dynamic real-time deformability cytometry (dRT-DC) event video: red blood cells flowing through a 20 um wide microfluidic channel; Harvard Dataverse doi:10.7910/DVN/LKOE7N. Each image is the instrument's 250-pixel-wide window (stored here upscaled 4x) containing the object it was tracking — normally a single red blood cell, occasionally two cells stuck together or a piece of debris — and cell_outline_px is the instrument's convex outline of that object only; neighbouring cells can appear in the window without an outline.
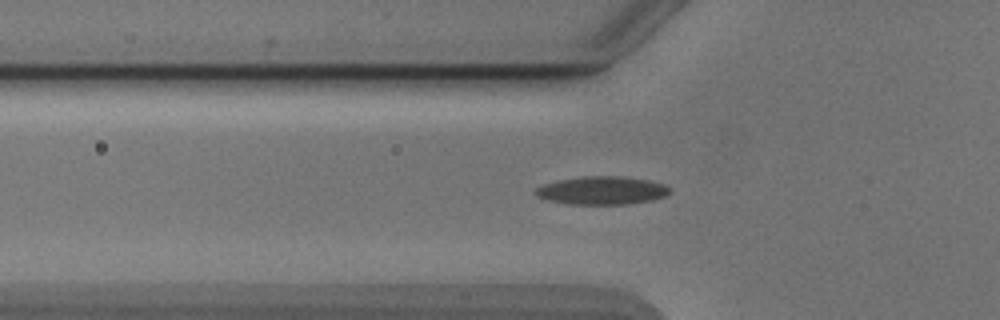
{"species": "Egyptian fruit bat (a non-hibernating species)", "species_latin": "Rousettus aegyptiacus", "temperature_condition": "cold", "stored_images_in_passage": 48, "camera_frame_rate_fps": 3000, "um_per_image_px": 0.085, "animal": {"sex": "male"}, "frame": {"image": 1, "passage_image": 18, "time_ms": 5.667, "image_size_px": [1000, 320], "cell_outline_px": [[672, 192], [668, 196], [652, 200], [628, 204], [568, 204], [548, 200], [536, 196], [532, 192], [536, 188], [544, 184], [556, 180], [584, 176], [624, 176], [648, 180], [664, 184], [672, 188]], "centroid_in_image_um": [51.19, 16.19], "position_along_channel_um": 74.6, "area_um2": 22.37}}
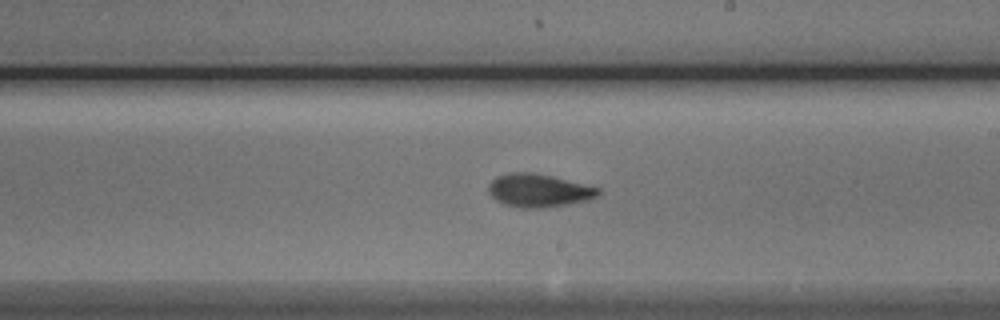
{"frame": {"image": 2, "passage_image": 31, "time_ms": 10.0, "image_size_px": [1000, 320], "cell_outline_px": [[600, 192], [596, 196], [588, 200], [568, 204], [544, 208], [520, 208], [504, 204], [496, 200], [488, 192], [488, 184], [496, 176], [508, 172], [532, 172], [552, 176], [600, 188]], "centroid_in_image_um": [45.75, 16.19], "position_along_channel_um": 243.2, "area_um2": 21.27}}
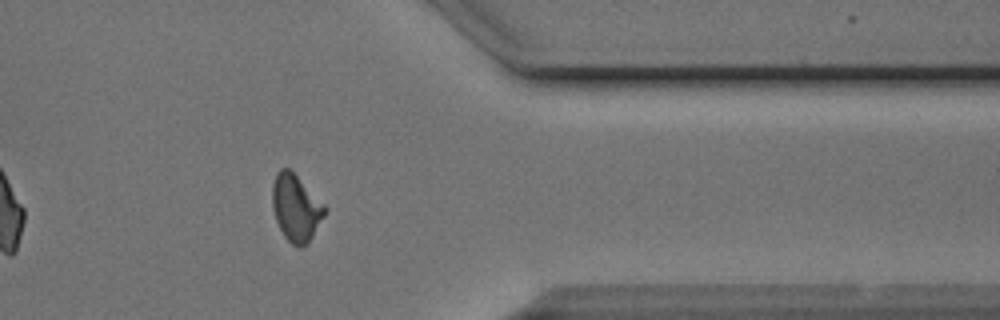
{"frame": {"image": 3, "passage_image": 43, "time_ms": 14.0, "image_size_px": [1000, 320], "cell_outline_px": [[328, 208], [324, 216], [308, 244], [300, 248], [292, 244], [284, 236], [276, 220], [272, 204], [272, 184], [276, 172], [280, 168], [288, 168]], "centroid_in_image_um": [25.15, 17.68], "position_along_channel_um": 386.3, "area_um2": 20.23}, "authors_computed_cell_mechanics": {"area_um2": 20.3167, "velocity_mm_per_s": 3.8882, "shape_relaxation_time_tau1_ms": 3.9378, "shape_relaxation_time_tau2_ms": 2.5998, "deformation_change_tau1": 0.1504, "deformation_change_tau2": 0.0717}}